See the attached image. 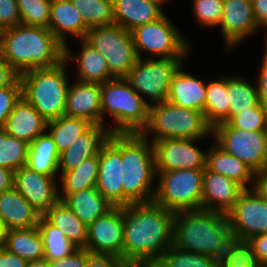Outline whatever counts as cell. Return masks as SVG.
<instances>
[{"mask_svg": "<svg viewBox=\"0 0 267 267\" xmlns=\"http://www.w3.org/2000/svg\"><path fill=\"white\" fill-rule=\"evenodd\" d=\"M174 215L154 202L124 206L123 261L163 255L173 244Z\"/></svg>", "mask_w": 267, "mask_h": 267, "instance_id": "cell-1", "label": "cell"}, {"mask_svg": "<svg viewBox=\"0 0 267 267\" xmlns=\"http://www.w3.org/2000/svg\"><path fill=\"white\" fill-rule=\"evenodd\" d=\"M0 56L20 75L65 60V46L49 28L19 24L0 31Z\"/></svg>", "mask_w": 267, "mask_h": 267, "instance_id": "cell-2", "label": "cell"}, {"mask_svg": "<svg viewBox=\"0 0 267 267\" xmlns=\"http://www.w3.org/2000/svg\"><path fill=\"white\" fill-rule=\"evenodd\" d=\"M234 237L227 215L208 210L175 212L173 245L218 259Z\"/></svg>", "mask_w": 267, "mask_h": 267, "instance_id": "cell-3", "label": "cell"}, {"mask_svg": "<svg viewBox=\"0 0 267 267\" xmlns=\"http://www.w3.org/2000/svg\"><path fill=\"white\" fill-rule=\"evenodd\" d=\"M123 206L153 202L156 177L153 143L142 133H121Z\"/></svg>", "mask_w": 267, "mask_h": 267, "instance_id": "cell-4", "label": "cell"}, {"mask_svg": "<svg viewBox=\"0 0 267 267\" xmlns=\"http://www.w3.org/2000/svg\"><path fill=\"white\" fill-rule=\"evenodd\" d=\"M71 50L65 46V60L51 68L32 69L20 75L22 97L50 121L65 115L67 81L65 64L72 59Z\"/></svg>", "mask_w": 267, "mask_h": 267, "instance_id": "cell-5", "label": "cell"}, {"mask_svg": "<svg viewBox=\"0 0 267 267\" xmlns=\"http://www.w3.org/2000/svg\"><path fill=\"white\" fill-rule=\"evenodd\" d=\"M149 106L126 78H113L101 84L102 122L104 112L118 123L110 133H142L149 119Z\"/></svg>", "mask_w": 267, "mask_h": 267, "instance_id": "cell-6", "label": "cell"}, {"mask_svg": "<svg viewBox=\"0 0 267 267\" xmlns=\"http://www.w3.org/2000/svg\"><path fill=\"white\" fill-rule=\"evenodd\" d=\"M149 132H155L153 143L170 138L197 140L212 134V128L207 124L203 112L165 101L149 106V119L142 134Z\"/></svg>", "mask_w": 267, "mask_h": 267, "instance_id": "cell-7", "label": "cell"}, {"mask_svg": "<svg viewBox=\"0 0 267 267\" xmlns=\"http://www.w3.org/2000/svg\"><path fill=\"white\" fill-rule=\"evenodd\" d=\"M204 169H176L156 173L159 186L153 202L173 212L202 209Z\"/></svg>", "mask_w": 267, "mask_h": 267, "instance_id": "cell-8", "label": "cell"}, {"mask_svg": "<svg viewBox=\"0 0 267 267\" xmlns=\"http://www.w3.org/2000/svg\"><path fill=\"white\" fill-rule=\"evenodd\" d=\"M84 41L105 57L114 78H125L138 60L131 31L120 25L89 28Z\"/></svg>", "mask_w": 267, "mask_h": 267, "instance_id": "cell-9", "label": "cell"}, {"mask_svg": "<svg viewBox=\"0 0 267 267\" xmlns=\"http://www.w3.org/2000/svg\"><path fill=\"white\" fill-rule=\"evenodd\" d=\"M137 57L148 52L162 58H184L189 51L187 41L163 14L159 19L131 30Z\"/></svg>", "mask_w": 267, "mask_h": 267, "instance_id": "cell-10", "label": "cell"}, {"mask_svg": "<svg viewBox=\"0 0 267 267\" xmlns=\"http://www.w3.org/2000/svg\"><path fill=\"white\" fill-rule=\"evenodd\" d=\"M212 133L217 145L243 161L255 173L267 168V131H246L220 123Z\"/></svg>", "mask_w": 267, "mask_h": 267, "instance_id": "cell-11", "label": "cell"}, {"mask_svg": "<svg viewBox=\"0 0 267 267\" xmlns=\"http://www.w3.org/2000/svg\"><path fill=\"white\" fill-rule=\"evenodd\" d=\"M184 58L140 59L125 77L132 88L150 97L155 103L167 101L171 82L182 67Z\"/></svg>", "mask_w": 267, "mask_h": 267, "instance_id": "cell-12", "label": "cell"}, {"mask_svg": "<svg viewBox=\"0 0 267 267\" xmlns=\"http://www.w3.org/2000/svg\"><path fill=\"white\" fill-rule=\"evenodd\" d=\"M234 239L248 241L267 233V200L254 188L245 189L227 214Z\"/></svg>", "mask_w": 267, "mask_h": 267, "instance_id": "cell-13", "label": "cell"}, {"mask_svg": "<svg viewBox=\"0 0 267 267\" xmlns=\"http://www.w3.org/2000/svg\"><path fill=\"white\" fill-rule=\"evenodd\" d=\"M195 141L170 138L153 142L156 173L176 169H205L206 153L193 145Z\"/></svg>", "mask_w": 267, "mask_h": 267, "instance_id": "cell-14", "label": "cell"}, {"mask_svg": "<svg viewBox=\"0 0 267 267\" xmlns=\"http://www.w3.org/2000/svg\"><path fill=\"white\" fill-rule=\"evenodd\" d=\"M121 133H111L99 152L96 188L114 206H123Z\"/></svg>", "mask_w": 267, "mask_h": 267, "instance_id": "cell-15", "label": "cell"}, {"mask_svg": "<svg viewBox=\"0 0 267 267\" xmlns=\"http://www.w3.org/2000/svg\"><path fill=\"white\" fill-rule=\"evenodd\" d=\"M124 206H114L88 226L85 247L92 253L111 254L123 260Z\"/></svg>", "mask_w": 267, "mask_h": 267, "instance_id": "cell-16", "label": "cell"}, {"mask_svg": "<svg viewBox=\"0 0 267 267\" xmlns=\"http://www.w3.org/2000/svg\"><path fill=\"white\" fill-rule=\"evenodd\" d=\"M55 176L34 172L26 166L15 171L14 188L44 215L59 199Z\"/></svg>", "mask_w": 267, "mask_h": 267, "instance_id": "cell-17", "label": "cell"}, {"mask_svg": "<svg viewBox=\"0 0 267 267\" xmlns=\"http://www.w3.org/2000/svg\"><path fill=\"white\" fill-rule=\"evenodd\" d=\"M244 190L236 181L206 167L203 172L202 209L227 215Z\"/></svg>", "mask_w": 267, "mask_h": 267, "instance_id": "cell-18", "label": "cell"}, {"mask_svg": "<svg viewBox=\"0 0 267 267\" xmlns=\"http://www.w3.org/2000/svg\"><path fill=\"white\" fill-rule=\"evenodd\" d=\"M221 26L227 46L233 47L259 26L255 20L251 0H224Z\"/></svg>", "mask_w": 267, "mask_h": 267, "instance_id": "cell-19", "label": "cell"}, {"mask_svg": "<svg viewBox=\"0 0 267 267\" xmlns=\"http://www.w3.org/2000/svg\"><path fill=\"white\" fill-rule=\"evenodd\" d=\"M65 115L102 123L101 84L78 81L69 86Z\"/></svg>", "mask_w": 267, "mask_h": 267, "instance_id": "cell-20", "label": "cell"}, {"mask_svg": "<svg viewBox=\"0 0 267 267\" xmlns=\"http://www.w3.org/2000/svg\"><path fill=\"white\" fill-rule=\"evenodd\" d=\"M110 131L101 124H92L59 157L61 174L75 169L85 159L99 154L101 147L108 141Z\"/></svg>", "mask_w": 267, "mask_h": 267, "instance_id": "cell-21", "label": "cell"}, {"mask_svg": "<svg viewBox=\"0 0 267 267\" xmlns=\"http://www.w3.org/2000/svg\"><path fill=\"white\" fill-rule=\"evenodd\" d=\"M47 127L45 118L21 97L14 106L3 129L11 136L30 144L35 138L43 134Z\"/></svg>", "mask_w": 267, "mask_h": 267, "instance_id": "cell-22", "label": "cell"}, {"mask_svg": "<svg viewBox=\"0 0 267 267\" xmlns=\"http://www.w3.org/2000/svg\"><path fill=\"white\" fill-rule=\"evenodd\" d=\"M156 0H113L114 24L131 31L159 19L163 14Z\"/></svg>", "mask_w": 267, "mask_h": 267, "instance_id": "cell-23", "label": "cell"}, {"mask_svg": "<svg viewBox=\"0 0 267 267\" xmlns=\"http://www.w3.org/2000/svg\"><path fill=\"white\" fill-rule=\"evenodd\" d=\"M206 97V84L193 75L183 72L180 67L171 82L167 101L204 114Z\"/></svg>", "mask_w": 267, "mask_h": 267, "instance_id": "cell-24", "label": "cell"}, {"mask_svg": "<svg viewBox=\"0 0 267 267\" xmlns=\"http://www.w3.org/2000/svg\"><path fill=\"white\" fill-rule=\"evenodd\" d=\"M0 216L10 230L37 226L41 214L13 188L0 193Z\"/></svg>", "mask_w": 267, "mask_h": 267, "instance_id": "cell-25", "label": "cell"}, {"mask_svg": "<svg viewBox=\"0 0 267 267\" xmlns=\"http://www.w3.org/2000/svg\"><path fill=\"white\" fill-rule=\"evenodd\" d=\"M59 199L87 226L114 207L96 187L71 194H60Z\"/></svg>", "mask_w": 267, "mask_h": 267, "instance_id": "cell-26", "label": "cell"}, {"mask_svg": "<svg viewBox=\"0 0 267 267\" xmlns=\"http://www.w3.org/2000/svg\"><path fill=\"white\" fill-rule=\"evenodd\" d=\"M48 28L64 46L65 34H72L84 40L89 30L70 0H52Z\"/></svg>", "mask_w": 267, "mask_h": 267, "instance_id": "cell-27", "label": "cell"}, {"mask_svg": "<svg viewBox=\"0 0 267 267\" xmlns=\"http://www.w3.org/2000/svg\"><path fill=\"white\" fill-rule=\"evenodd\" d=\"M206 167L210 171L236 181L245 189H249L247 184L254 182L256 178V173L248 165L215 144L206 153Z\"/></svg>", "mask_w": 267, "mask_h": 267, "instance_id": "cell-28", "label": "cell"}, {"mask_svg": "<svg viewBox=\"0 0 267 267\" xmlns=\"http://www.w3.org/2000/svg\"><path fill=\"white\" fill-rule=\"evenodd\" d=\"M60 154L49 133H43L29 144L26 167L47 176L59 172Z\"/></svg>", "mask_w": 267, "mask_h": 267, "instance_id": "cell-29", "label": "cell"}, {"mask_svg": "<svg viewBox=\"0 0 267 267\" xmlns=\"http://www.w3.org/2000/svg\"><path fill=\"white\" fill-rule=\"evenodd\" d=\"M51 224L58 227L67 239L78 248H85L88 240V226L74 214L61 200L52 205L43 215Z\"/></svg>", "mask_w": 267, "mask_h": 267, "instance_id": "cell-30", "label": "cell"}, {"mask_svg": "<svg viewBox=\"0 0 267 267\" xmlns=\"http://www.w3.org/2000/svg\"><path fill=\"white\" fill-rule=\"evenodd\" d=\"M3 247L27 262L43 259V239L37 226L10 229L6 234Z\"/></svg>", "mask_w": 267, "mask_h": 267, "instance_id": "cell-31", "label": "cell"}, {"mask_svg": "<svg viewBox=\"0 0 267 267\" xmlns=\"http://www.w3.org/2000/svg\"><path fill=\"white\" fill-rule=\"evenodd\" d=\"M82 43L81 53L74 58L78 63L79 81L103 84L113 79L105 57L84 40Z\"/></svg>", "mask_w": 267, "mask_h": 267, "instance_id": "cell-32", "label": "cell"}, {"mask_svg": "<svg viewBox=\"0 0 267 267\" xmlns=\"http://www.w3.org/2000/svg\"><path fill=\"white\" fill-rule=\"evenodd\" d=\"M209 82L206 85V105L204 117L207 124L213 129L220 123L229 122L230 101L227 90V78Z\"/></svg>", "mask_w": 267, "mask_h": 267, "instance_id": "cell-33", "label": "cell"}, {"mask_svg": "<svg viewBox=\"0 0 267 267\" xmlns=\"http://www.w3.org/2000/svg\"><path fill=\"white\" fill-rule=\"evenodd\" d=\"M37 227L43 239V258L49 262L63 259L78 249L58 227L51 224L43 215H41Z\"/></svg>", "mask_w": 267, "mask_h": 267, "instance_id": "cell-34", "label": "cell"}, {"mask_svg": "<svg viewBox=\"0 0 267 267\" xmlns=\"http://www.w3.org/2000/svg\"><path fill=\"white\" fill-rule=\"evenodd\" d=\"M92 125L87 119L63 115L59 118L47 121L56 148L59 152L66 150L74 140Z\"/></svg>", "mask_w": 267, "mask_h": 267, "instance_id": "cell-35", "label": "cell"}, {"mask_svg": "<svg viewBox=\"0 0 267 267\" xmlns=\"http://www.w3.org/2000/svg\"><path fill=\"white\" fill-rule=\"evenodd\" d=\"M99 154L85 159L78 167L62 173L61 193L71 194L77 191L96 187L98 180Z\"/></svg>", "mask_w": 267, "mask_h": 267, "instance_id": "cell-36", "label": "cell"}, {"mask_svg": "<svg viewBox=\"0 0 267 267\" xmlns=\"http://www.w3.org/2000/svg\"><path fill=\"white\" fill-rule=\"evenodd\" d=\"M227 90L230 101L229 121L239 115V112L249 111L258 106L257 88L242 78H227Z\"/></svg>", "mask_w": 267, "mask_h": 267, "instance_id": "cell-37", "label": "cell"}, {"mask_svg": "<svg viewBox=\"0 0 267 267\" xmlns=\"http://www.w3.org/2000/svg\"><path fill=\"white\" fill-rule=\"evenodd\" d=\"M88 28L114 24L113 0H70Z\"/></svg>", "mask_w": 267, "mask_h": 267, "instance_id": "cell-38", "label": "cell"}, {"mask_svg": "<svg viewBox=\"0 0 267 267\" xmlns=\"http://www.w3.org/2000/svg\"><path fill=\"white\" fill-rule=\"evenodd\" d=\"M29 144L0 128V166L16 171L26 166Z\"/></svg>", "mask_w": 267, "mask_h": 267, "instance_id": "cell-39", "label": "cell"}, {"mask_svg": "<svg viewBox=\"0 0 267 267\" xmlns=\"http://www.w3.org/2000/svg\"><path fill=\"white\" fill-rule=\"evenodd\" d=\"M254 250L248 241L236 240L228 245L227 250L217 259V267H258Z\"/></svg>", "mask_w": 267, "mask_h": 267, "instance_id": "cell-40", "label": "cell"}, {"mask_svg": "<svg viewBox=\"0 0 267 267\" xmlns=\"http://www.w3.org/2000/svg\"><path fill=\"white\" fill-rule=\"evenodd\" d=\"M52 0H17L21 24L48 28Z\"/></svg>", "mask_w": 267, "mask_h": 267, "instance_id": "cell-41", "label": "cell"}, {"mask_svg": "<svg viewBox=\"0 0 267 267\" xmlns=\"http://www.w3.org/2000/svg\"><path fill=\"white\" fill-rule=\"evenodd\" d=\"M162 256L168 267H217V259L214 257L179 249L173 244Z\"/></svg>", "mask_w": 267, "mask_h": 267, "instance_id": "cell-42", "label": "cell"}, {"mask_svg": "<svg viewBox=\"0 0 267 267\" xmlns=\"http://www.w3.org/2000/svg\"><path fill=\"white\" fill-rule=\"evenodd\" d=\"M228 124L246 131H267V109L259 104L249 111L239 112Z\"/></svg>", "mask_w": 267, "mask_h": 267, "instance_id": "cell-43", "label": "cell"}, {"mask_svg": "<svg viewBox=\"0 0 267 267\" xmlns=\"http://www.w3.org/2000/svg\"><path fill=\"white\" fill-rule=\"evenodd\" d=\"M193 6L200 23L209 27L221 23L224 0H194Z\"/></svg>", "mask_w": 267, "mask_h": 267, "instance_id": "cell-44", "label": "cell"}, {"mask_svg": "<svg viewBox=\"0 0 267 267\" xmlns=\"http://www.w3.org/2000/svg\"><path fill=\"white\" fill-rule=\"evenodd\" d=\"M22 97V83L20 77L10 86L0 88V128L14 109L17 101Z\"/></svg>", "mask_w": 267, "mask_h": 267, "instance_id": "cell-45", "label": "cell"}, {"mask_svg": "<svg viewBox=\"0 0 267 267\" xmlns=\"http://www.w3.org/2000/svg\"><path fill=\"white\" fill-rule=\"evenodd\" d=\"M19 24L21 17L17 0H0V31Z\"/></svg>", "mask_w": 267, "mask_h": 267, "instance_id": "cell-46", "label": "cell"}, {"mask_svg": "<svg viewBox=\"0 0 267 267\" xmlns=\"http://www.w3.org/2000/svg\"><path fill=\"white\" fill-rule=\"evenodd\" d=\"M125 265L126 263L118 256L88 251V259L85 267H124Z\"/></svg>", "mask_w": 267, "mask_h": 267, "instance_id": "cell-47", "label": "cell"}, {"mask_svg": "<svg viewBox=\"0 0 267 267\" xmlns=\"http://www.w3.org/2000/svg\"><path fill=\"white\" fill-rule=\"evenodd\" d=\"M88 259V250L78 248L71 255L50 261V267H85Z\"/></svg>", "mask_w": 267, "mask_h": 267, "instance_id": "cell-48", "label": "cell"}, {"mask_svg": "<svg viewBox=\"0 0 267 267\" xmlns=\"http://www.w3.org/2000/svg\"><path fill=\"white\" fill-rule=\"evenodd\" d=\"M259 264L267 263V233L253 236L248 240Z\"/></svg>", "mask_w": 267, "mask_h": 267, "instance_id": "cell-49", "label": "cell"}, {"mask_svg": "<svg viewBox=\"0 0 267 267\" xmlns=\"http://www.w3.org/2000/svg\"><path fill=\"white\" fill-rule=\"evenodd\" d=\"M20 74L0 56V88L12 85Z\"/></svg>", "mask_w": 267, "mask_h": 267, "instance_id": "cell-50", "label": "cell"}, {"mask_svg": "<svg viewBox=\"0 0 267 267\" xmlns=\"http://www.w3.org/2000/svg\"><path fill=\"white\" fill-rule=\"evenodd\" d=\"M259 103L267 109V49L263 57L262 70L257 85Z\"/></svg>", "mask_w": 267, "mask_h": 267, "instance_id": "cell-51", "label": "cell"}, {"mask_svg": "<svg viewBox=\"0 0 267 267\" xmlns=\"http://www.w3.org/2000/svg\"><path fill=\"white\" fill-rule=\"evenodd\" d=\"M27 261L0 246V267H26Z\"/></svg>", "mask_w": 267, "mask_h": 267, "instance_id": "cell-52", "label": "cell"}, {"mask_svg": "<svg viewBox=\"0 0 267 267\" xmlns=\"http://www.w3.org/2000/svg\"><path fill=\"white\" fill-rule=\"evenodd\" d=\"M130 265L132 267H168L165 258L160 256L140 257L134 259Z\"/></svg>", "mask_w": 267, "mask_h": 267, "instance_id": "cell-53", "label": "cell"}, {"mask_svg": "<svg viewBox=\"0 0 267 267\" xmlns=\"http://www.w3.org/2000/svg\"><path fill=\"white\" fill-rule=\"evenodd\" d=\"M251 4L258 26H267V0H251Z\"/></svg>", "mask_w": 267, "mask_h": 267, "instance_id": "cell-54", "label": "cell"}, {"mask_svg": "<svg viewBox=\"0 0 267 267\" xmlns=\"http://www.w3.org/2000/svg\"><path fill=\"white\" fill-rule=\"evenodd\" d=\"M15 171L0 166V193L14 188Z\"/></svg>", "mask_w": 267, "mask_h": 267, "instance_id": "cell-55", "label": "cell"}, {"mask_svg": "<svg viewBox=\"0 0 267 267\" xmlns=\"http://www.w3.org/2000/svg\"><path fill=\"white\" fill-rule=\"evenodd\" d=\"M256 179L254 180V188L257 192L267 200V168L261 172L256 173Z\"/></svg>", "mask_w": 267, "mask_h": 267, "instance_id": "cell-56", "label": "cell"}, {"mask_svg": "<svg viewBox=\"0 0 267 267\" xmlns=\"http://www.w3.org/2000/svg\"><path fill=\"white\" fill-rule=\"evenodd\" d=\"M8 231L4 219L0 216V246H3Z\"/></svg>", "mask_w": 267, "mask_h": 267, "instance_id": "cell-57", "label": "cell"}, {"mask_svg": "<svg viewBox=\"0 0 267 267\" xmlns=\"http://www.w3.org/2000/svg\"><path fill=\"white\" fill-rule=\"evenodd\" d=\"M26 267H50V262L46 259H39L27 262Z\"/></svg>", "mask_w": 267, "mask_h": 267, "instance_id": "cell-58", "label": "cell"}, {"mask_svg": "<svg viewBox=\"0 0 267 267\" xmlns=\"http://www.w3.org/2000/svg\"><path fill=\"white\" fill-rule=\"evenodd\" d=\"M158 1L160 4H164L166 0H156Z\"/></svg>", "mask_w": 267, "mask_h": 267, "instance_id": "cell-59", "label": "cell"}, {"mask_svg": "<svg viewBox=\"0 0 267 267\" xmlns=\"http://www.w3.org/2000/svg\"><path fill=\"white\" fill-rule=\"evenodd\" d=\"M258 267H267L266 264H260Z\"/></svg>", "mask_w": 267, "mask_h": 267, "instance_id": "cell-60", "label": "cell"}, {"mask_svg": "<svg viewBox=\"0 0 267 267\" xmlns=\"http://www.w3.org/2000/svg\"><path fill=\"white\" fill-rule=\"evenodd\" d=\"M124 267H132L130 264H126Z\"/></svg>", "mask_w": 267, "mask_h": 267, "instance_id": "cell-61", "label": "cell"}]
</instances>
